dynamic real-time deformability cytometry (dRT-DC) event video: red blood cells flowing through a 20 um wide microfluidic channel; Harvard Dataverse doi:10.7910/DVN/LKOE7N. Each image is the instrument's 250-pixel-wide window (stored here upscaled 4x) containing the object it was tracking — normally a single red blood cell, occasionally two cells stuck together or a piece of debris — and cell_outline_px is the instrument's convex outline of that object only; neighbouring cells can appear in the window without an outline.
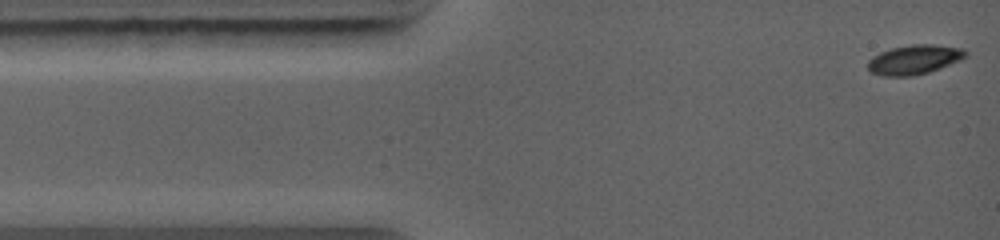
{"species": "common noctule bat (a hibernating species)", "species_latin": "Nyctalus noctula", "temperature_condition": "warm", "stored_images_in_passage": 18, "camera_frame_rate_fps": 5000, "um_per_image_px": 0.085, "animal": {"sex": "female", "body_mass_g": 19.0, "forearm_length_mm": 56.7}, "frame": {"image": 1, "passage_image": 1, "time_ms": 0.0, "image_size_px": [1000, 240], "cell_outline_px": [[968, 56], [960, 60], [940, 68], [928, 72], [912, 76], [884, 76], [872, 72], [868, 68], [868, 60], [880, 52], [892, 48], [912, 44], [932, 44], [964, 48], [968, 52]], "centroid_in_image_um": [77.75, 5.05], "position_along_channel_um": 7.2, "area_um2": 16.76}}
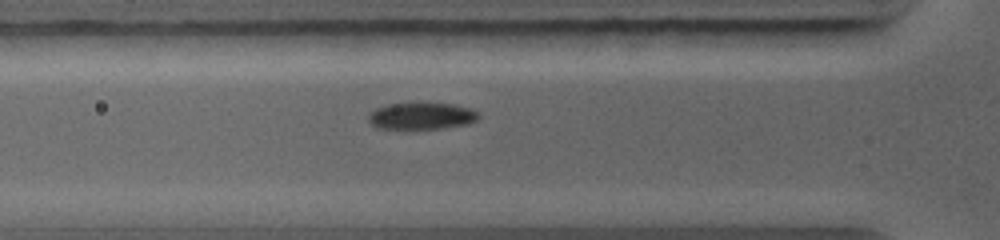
{"frame": {"image": 2, "passage_image": 12, "time_ms": 3.2, "image_size_px": [1000, 240], "cell_outline_px": [[480, 116], [476, 120], [468, 124], [444, 128], [376, 128], [368, 120], [368, 116], [376, 108], [388, 104], [452, 104], [468, 108], [476, 112]], "centroid_in_image_um": [35.83, 9.87], "position_along_channel_um": 90.0, "area_um2": 16.7}}
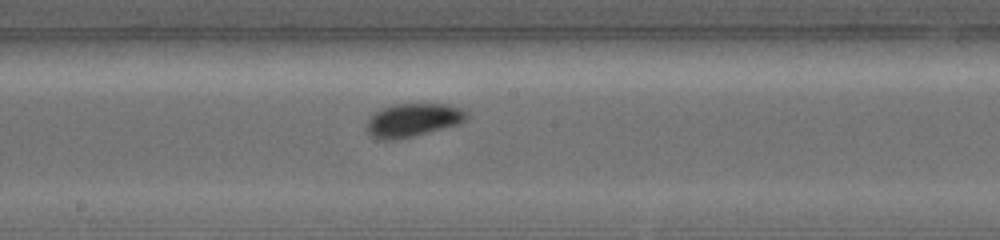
{"frame": {"image": 3, "passage_image": 18, "time_ms": 5.8, "image_size_px": [1000, 240], "cell_outline_px": [[468, 120], [460, 124], [396, 140], [380, 140], [372, 136], [368, 132], [368, 120], [376, 112], [384, 108], [396, 104], [448, 104], [460, 108], [468, 116]], "centroid_in_image_um": [35.14, 10.21], "position_along_channel_um": 213.1, "area_um2": 19.13}}